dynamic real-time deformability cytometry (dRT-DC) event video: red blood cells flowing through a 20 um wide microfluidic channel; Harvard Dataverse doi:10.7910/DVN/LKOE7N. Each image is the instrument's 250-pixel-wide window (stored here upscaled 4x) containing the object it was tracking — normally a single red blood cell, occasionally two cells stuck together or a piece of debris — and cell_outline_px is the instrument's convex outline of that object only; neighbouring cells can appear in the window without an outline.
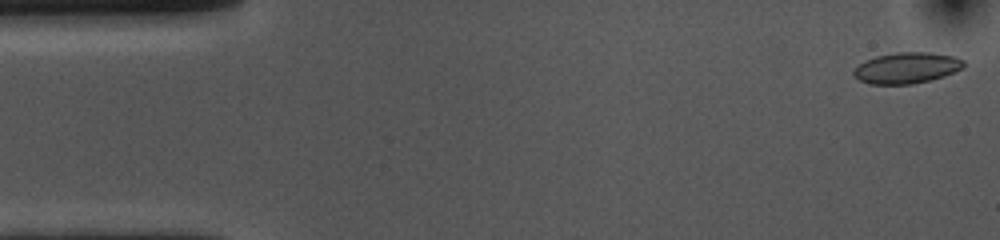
{"species": "common noctule bat (a hibernating species)", "species_latin": "Nyctalus noctula", "temperature_condition": "cold", "stored_images_in_passage": 53, "camera_frame_rate_fps": 3000, "um_per_image_px": 0.085, "animal": {"sex": "female", "body_mass_g": 10.0, "forearm_length_mm": 53.1}, "frame": {"image": 1, "passage_image": 1, "time_ms": 0.0, "image_size_px": [1000, 240], "cell_outline_px": [[964, 68], [944, 76], [912, 84], [868, 84], [860, 80], [852, 72], [864, 60], [876, 56], [896, 52], [928, 52], [952, 56], [964, 60]], "centroid_in_image_um": [77.07, 5.77], "position_along_channel_um": 7.9, "area_um2": 19.77}}
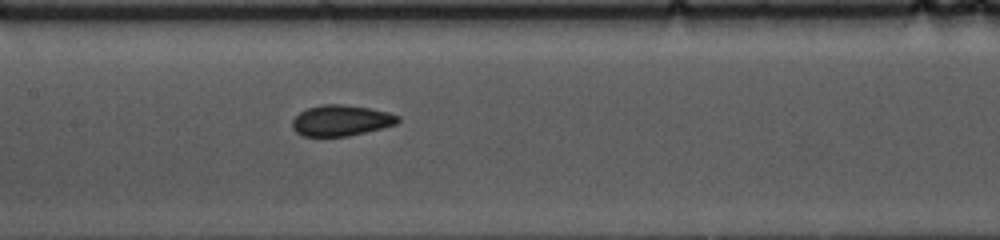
{"frame": {"image": 2, "passage_image": 24, "time_ms": 7.667, "image_size_px": [1000, 240], "cell_outline_px": [[400, 120], [396, 124], [348, 136], [304, 136], [296, 132], [292, 128], [292, 120], [300, 112], [308, 108], [324, 104], [340, 104], [372, 108], [388, 112], [400, 116]], "centroid_in_image_um": [28.99, 10.23], "position_along_channel_um": 178.4, "area_um2": 18.9}}
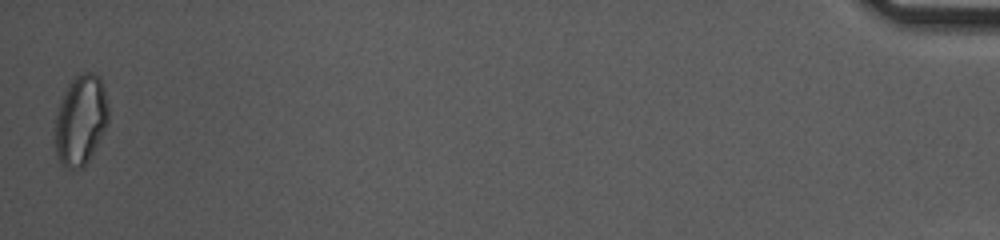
{"frame": {"image": 3, "passage_image": 53, "time_ms": 17.333, "image_size_px": [1000, 240], "cell_outline_px": [[108, 120], [84, 168], [64, 168], [60, 164], [56, 152], [56, 116], [60, 100], [68, 84], [76, 76], [84, 72], [92, 72], [100, 76], [108, 104]], "centroid_in_image_um": [6.85, 10.19], "position_along_channel_um": 428.4, "area_um2": 27.63}, "authors_computed_cell_mechanics": {"area_um2": 19.363, "velocity_mm_per_s": 3.6273, "shape_relaxation_time_tau1_ms": 7.5407, "shape_relaxation_time_tau2_ms": 2.0797, "deformation_change_tau1": 0.1164, "deformation_change_tau2": 0.0732}}